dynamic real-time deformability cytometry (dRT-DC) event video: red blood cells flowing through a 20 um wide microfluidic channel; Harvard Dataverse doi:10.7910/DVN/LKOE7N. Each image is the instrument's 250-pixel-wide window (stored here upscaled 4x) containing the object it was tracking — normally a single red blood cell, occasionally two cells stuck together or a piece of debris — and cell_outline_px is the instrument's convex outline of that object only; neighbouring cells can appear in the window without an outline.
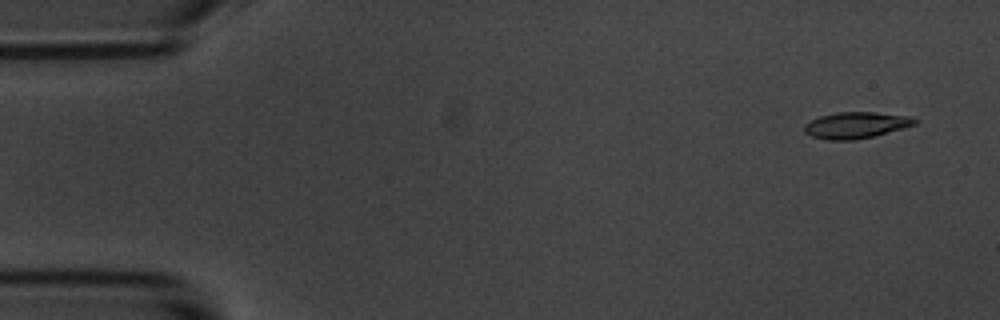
{"species": "common noctule bat (a hibernating species)", "species_latin": "Nyctalus noctula", "temperature_condition": "room temperature", "stored_images_in_passage": 5, "camera_frame_rate_fps": 3000, "um_per_image_px": 0.085, "animal": {"sex": "male", "body_mass_g": 20.1, "forearm_length_mm": 53.5}, "frame": {"image": 1, "passage_image": 1, "time_ms": 0.0, "image_size_px": [1000, 320], "cell_outline_px": [[920, 120], [916, 124], [904, 128], [856, 140], [828, 140], [812, 136], [804, 132], [804, 124], [820, 116], [836, 112], [876, 112], [908, 116]], "centroid_in_image_um": [72.77, 10.63], "position_along_channel_um": 12.2, "area_um2": 16.94}}
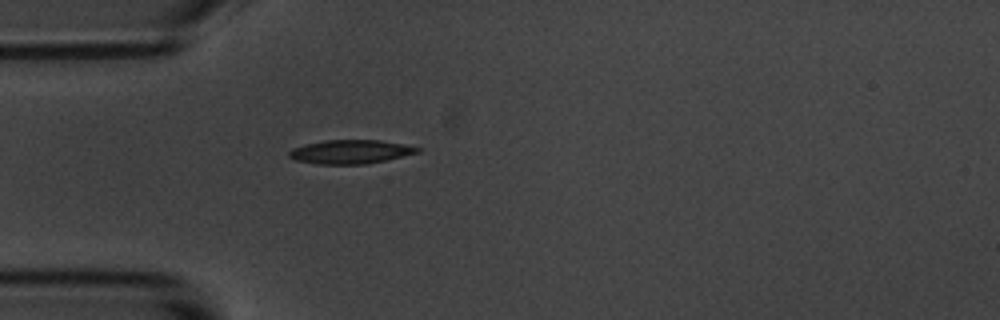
{"frame": {"image": 2, "passage_image": 5, "time_ms": 4.333, "image_size_px": [1000, 320], "cell_outline_px": [[420, 152], [384, 160], [364, 164], [316, 164], [296, 160], [288, 156], [288, 152], [292, 148], [304, 144], [324, 140], [380, 140], [404, 144], [420, 148]], "centroid_in_image_um": [29.75, 12.89], "position_along_channel_um": 55.3, "area_um2": 17.74}}